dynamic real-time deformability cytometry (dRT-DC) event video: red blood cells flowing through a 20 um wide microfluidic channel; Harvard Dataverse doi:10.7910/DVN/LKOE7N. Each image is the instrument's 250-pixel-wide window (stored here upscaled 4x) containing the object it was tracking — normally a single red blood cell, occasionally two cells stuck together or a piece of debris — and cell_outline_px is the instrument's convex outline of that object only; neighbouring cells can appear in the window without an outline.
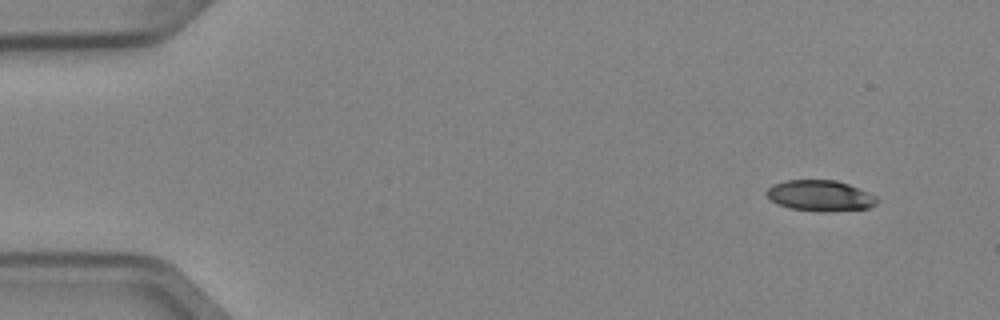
{"species": "Egyptian fruit bat (a non-hibernating species)", "species_latin": "Rousettus aegyptiacus", "temperature_condition": "cold", "stored_images_in_passage": 46, "camera_frame_rate_fps": 3000, "um_per_image_px": 0.085, "animal": {"sex": "female"}, "frame": {"image": 1, "passage_image": 1, "time_ms": 0.0, "image_size_px": [1000, 320], "cell_outline_px": [[880, 200], [876, 204], [868, 208], [828, 212], [820, 212], [792, 208], [780, 204], [772, 200], [764, 192], [772, 184], [784, 180], [836, 180], [848, 184], [868, 192], [876, 196]], "centroid_in_image_um": [69.73, 16.63], "position_along_channel_um": 15.3, "area_um2": 19.88}}
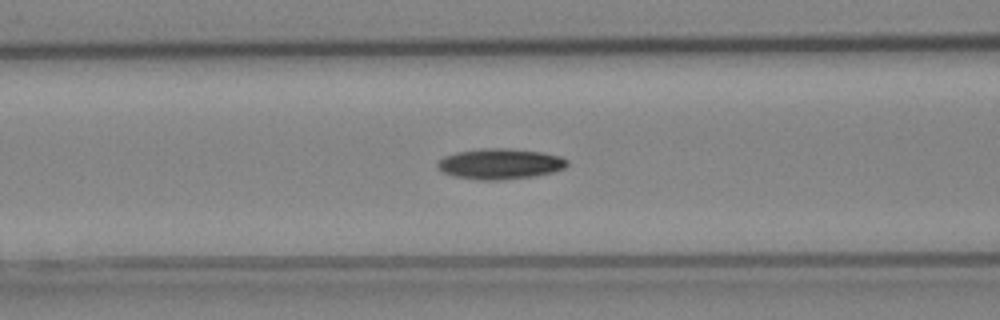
{"frame": {"image": 2, "passage_image": 18, "time_ms": 5.667, "image_size_px": [1000, 320], "cell_outline_px": [[568, 164], [564, 168], [552, 172], [536, 176], [500, 180], [480, 180], [456, 176], [444, 172], [436, 168], [436, 160], [444, 156], [456, 152], [480, 148], [508, 148], [540, 152], [560, 156], [568, 160]], "centroid_in_image_um": [42.47, 13.92], "position_along_channel_um": 124.1, "area_um2": 23.24}}
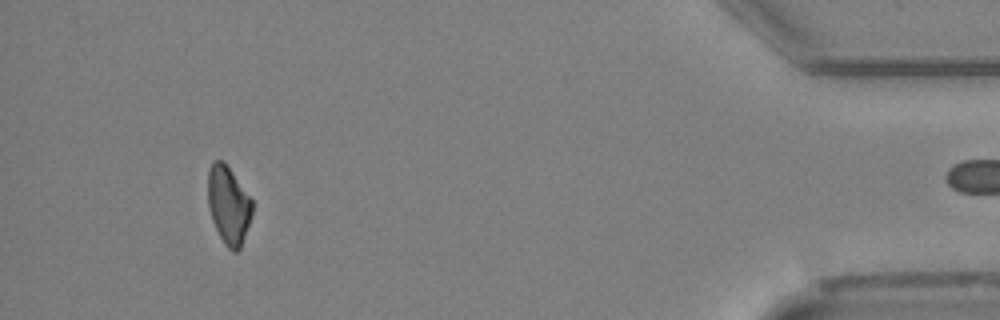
{"frame": {"image": 3, "passage_image": 45, "time_ms": 14.667, "image_size_px": [1000, 320], "cell_outline_px": [[252, 216], [240, 248], [236, 252], [232, 252], [224, 244], [212, 220], [208, 204], [208, 168], [216, 160], [224, 160], [252, 200]], "centroid_in_image_um": [19.42, 17.43], "position_along_channel_um": 415.8, "area_um2": 20.06}}